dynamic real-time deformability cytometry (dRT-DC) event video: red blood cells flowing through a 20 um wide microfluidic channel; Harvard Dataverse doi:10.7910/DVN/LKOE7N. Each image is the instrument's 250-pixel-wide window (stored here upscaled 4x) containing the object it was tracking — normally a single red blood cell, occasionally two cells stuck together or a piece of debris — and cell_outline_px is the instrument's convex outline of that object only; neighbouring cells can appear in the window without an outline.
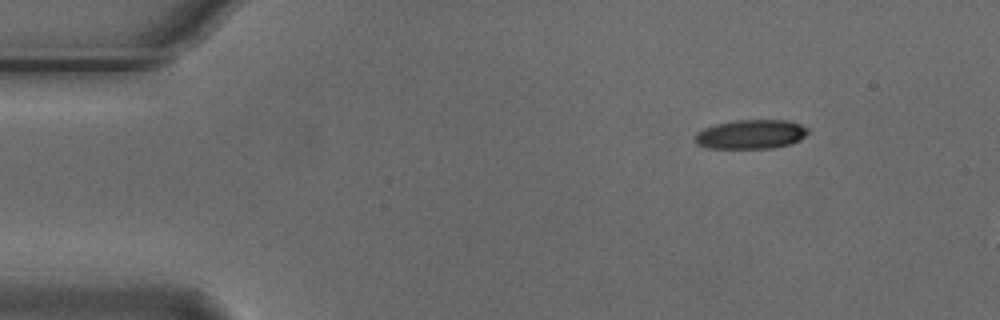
{"species": "Egyptian fruit bat (a non-hibernating species)", "species_latin": "Rousettus aegyptiacus", "temperature_condition": "cold", "stored_images_in_passage": 4, "camera_frame_rate_fps": 3000, "um_per_image_px": 0.085, "animal": {"sex": "male"}, "frame": {"image": 1, "passage_image": 1, "time_ms": 0.0, "image_size_px": [1000, 320], "cell_outline_px": [[808, 132], [800, 140], [788, 144], [772, 148], [708, 148], [696, 144], [696, 132], [704, 128], [716, 124], [736, 120], [784, 120], [800, 124], [808, 128]], "centroid_in_image_um": [63.81, 11.41], "position_along_channel_um": 21.2, "area_um2": 19.07}}